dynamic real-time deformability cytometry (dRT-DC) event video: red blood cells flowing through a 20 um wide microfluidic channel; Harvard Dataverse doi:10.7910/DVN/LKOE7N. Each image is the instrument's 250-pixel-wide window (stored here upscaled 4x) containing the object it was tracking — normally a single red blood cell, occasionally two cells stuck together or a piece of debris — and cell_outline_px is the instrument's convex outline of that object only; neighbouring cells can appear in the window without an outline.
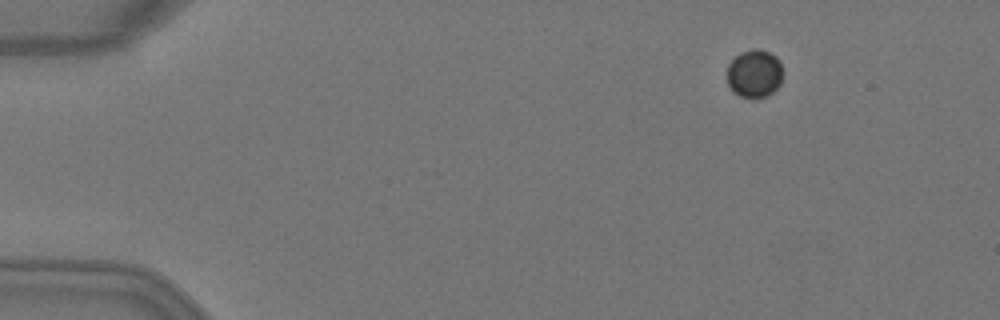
{"species": "Egyptian fruit bat (a non-hibernating species)", "species_latin": "Rousettus aegyptiacus", "temperature_condition": "warm", "stored_images_in_passage": 3, "camera_frame_rate_fps": 3000, "um_per_image_px": 0.085, "animal": {"sex": "female"}, "frame": {"image": 1, "passage_image": 1, "time_ms": 0.0, "image_size_px": [1000, 320], "cell_outline_px": [[780, 84], [772, 92], [764, 96], [740, 96], [732, 92], [728, 84], [728, 64], [740, 52], [752, 48], [756, 48], [768, 52], [776, 56], [780, 60]], "centroid_in_image_um": [64.09, 6.22], "position_along_channel_um": 20.9, "area_um2": 15.26}}